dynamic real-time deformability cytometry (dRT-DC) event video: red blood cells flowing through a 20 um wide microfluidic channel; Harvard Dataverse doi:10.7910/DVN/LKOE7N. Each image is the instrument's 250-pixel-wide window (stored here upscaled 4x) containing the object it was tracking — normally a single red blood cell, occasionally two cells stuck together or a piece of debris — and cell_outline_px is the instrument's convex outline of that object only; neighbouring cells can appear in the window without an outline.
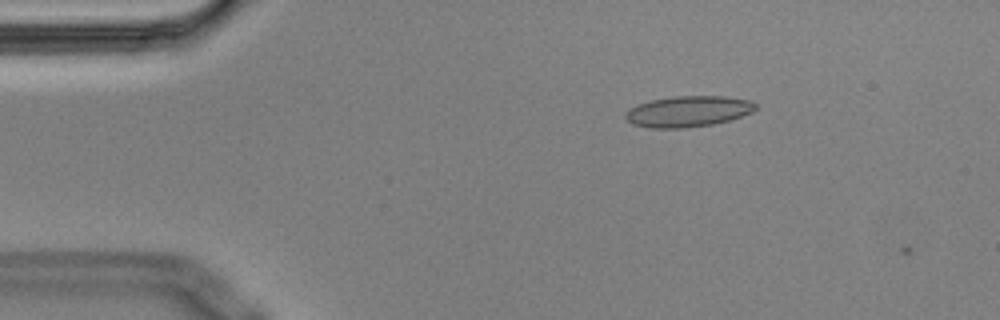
{"species": "Egyptian fruit bat (a non-hibernating species)", "species_latin": "Rousettus aegyptiacus", "temperature_condition": "cold", "stored_images_in_passage": 7, "camera_frame_rate_fps": 3000, "um_per_image_px": 0.085, "animal": {"sex": "male"}, "frame": {"image": 1, "passage_image": 3, "time_ms": 0.667, "image_size_px": [1000, 320], "cell_outline_px": [[756, 108], [752, 112], [732, 120], [712, 124], [684, 128], [648, 128], [632, 124], [624, 116], [624, 112], [628, 108], [636, 104], [652, 100], [676, 96], [724, 96], [748, 100], [756, 104]], "centroid_in_image_um": [58.45, 9.47], "position_along_channel_um": 26.5, "area_um2": 23.58}}